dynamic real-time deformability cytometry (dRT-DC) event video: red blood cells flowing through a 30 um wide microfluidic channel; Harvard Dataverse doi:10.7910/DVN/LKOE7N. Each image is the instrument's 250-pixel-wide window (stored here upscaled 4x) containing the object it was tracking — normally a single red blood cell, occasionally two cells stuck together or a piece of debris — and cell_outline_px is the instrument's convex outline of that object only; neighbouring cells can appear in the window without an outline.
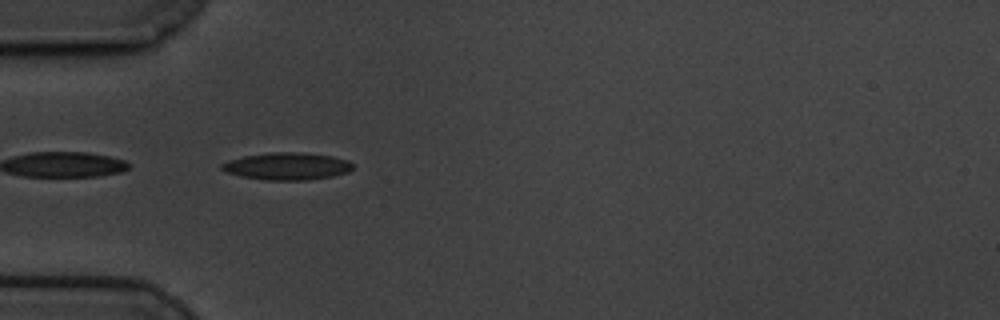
{"species": "common noctule bat (a hibernating species)", "species_latin": "Nyctalus noctula", "temperature_condition": "cold", "stored_images_in_passage": 42, "camera_frame_rate_fps": 3000, "um_per_image_px": 0.085, "animal": {"sex": "male", "body_mass_g": 19.5, "forearm_length_mm": 54.6}, "frame": {"image": 1, "passage_image": 1, "time_ms": 0.0, "image_size_px": [1000, 320], "cell_outline_px": [[352, 168], [348, 172], [332, 176], [308, 180], [268, 180], [240, 176], [228, 172], [220, 168], [220, 164], [228, 160], [244, 156], [272, 152], [304, 152], [332, 156], [348, 160], [352, 164]], "centroid_in_image_um": [24.4, 14.12], "position_along_channel_um": 60.6, "area_um2": 20.81}}
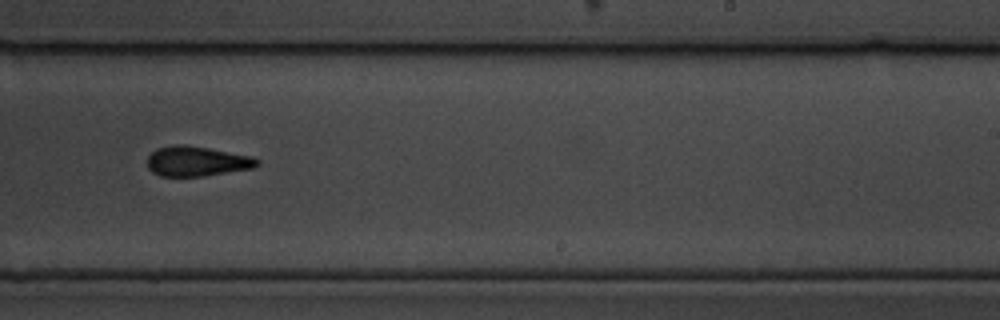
{"frame": {"image": 2, "passage_image": 20, "time_ms": 6.333, "image_size_px": [1000, 320], "cell_outline_px": [[260, 164], [252, 168], [204, 176], [160, 176], [152, 172], [148, 168], [148, 156], [156, 148], [172, 144], [184, 144], [208, 148], [252, 156], [260, 160]], "centroid_in_image_um": [16.71, 13.7], "position_along_channel_um": 272.3, "area_um2": 19.25}}
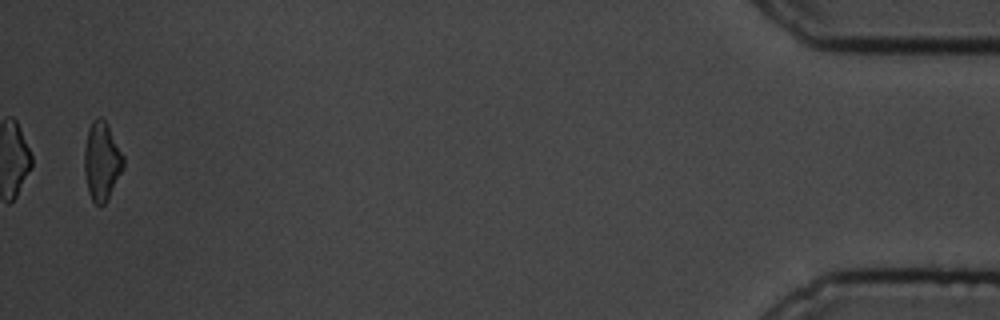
{"frame": {"image": 3, "passage_image": 41, "time_ms": 13.333, "image_size_px": [1000, 320], "cell_outline_px": [[124, 164], [108, 200], [104, 204], [96, 204], [92, 200], [88, 192], [84, 172], [84, 148], [88, 128], [92, 120], [96, 116], [100, 116], [108, 124], [124, 156]], "centroid_in_image_um": [8.63, 13.66], "position_along_channel_um": 426.6, "area_um2": 17.98}, "authors_computed_cell_mechanics": {"area_um2": 18.8717, "velocity_mm_per_s": 3.4028, "shape_relaxation_time_tau1_ms": 4.7255, "shape_relaxation_time_tau2_ms": 1.1939, "deformation_change_tau1": 0.1336, "deformation_change_tau2": 0.085}}